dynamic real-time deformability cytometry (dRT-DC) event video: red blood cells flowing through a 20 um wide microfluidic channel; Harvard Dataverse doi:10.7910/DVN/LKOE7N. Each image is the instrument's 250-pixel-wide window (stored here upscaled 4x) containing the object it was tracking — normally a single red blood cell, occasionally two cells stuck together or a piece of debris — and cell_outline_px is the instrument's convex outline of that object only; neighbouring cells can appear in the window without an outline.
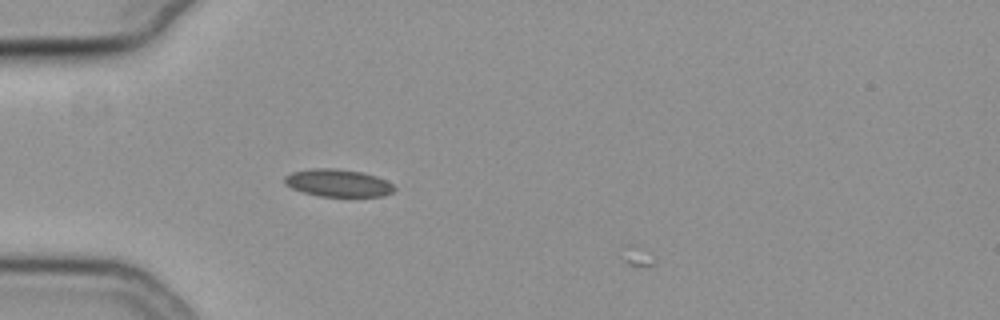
{"species": "common noctule bat (a hibernating species)", "species_latin": "Nyctalus noctula", "temperature_condition": "cold", "stored_images_in_passage": 7, "camera_frame_rate_fps": 3000, "um_per_image_px": 0.085, "animal": {"sex": "female", "body_mass_g": 19.3, "forearm_length_mm": 54.1}, "frame": {"image": 1, "passage_image": 6, "time_ms": 1.667, "image_size_px": [1000, 320], "cell_outline_px": [[396, 188], [392, 192], [384, 196], [320, 196], [304, 192], [292, 188], [284, 184], [284, 176], [292, 172], [312, 168], [336, 168], [360, 172], [376, 176], [392, 184]], "centroid_in_image_um": [28.7, 15.55], "position_along_channel_um": 56.3, "area_um2": 17.46}}